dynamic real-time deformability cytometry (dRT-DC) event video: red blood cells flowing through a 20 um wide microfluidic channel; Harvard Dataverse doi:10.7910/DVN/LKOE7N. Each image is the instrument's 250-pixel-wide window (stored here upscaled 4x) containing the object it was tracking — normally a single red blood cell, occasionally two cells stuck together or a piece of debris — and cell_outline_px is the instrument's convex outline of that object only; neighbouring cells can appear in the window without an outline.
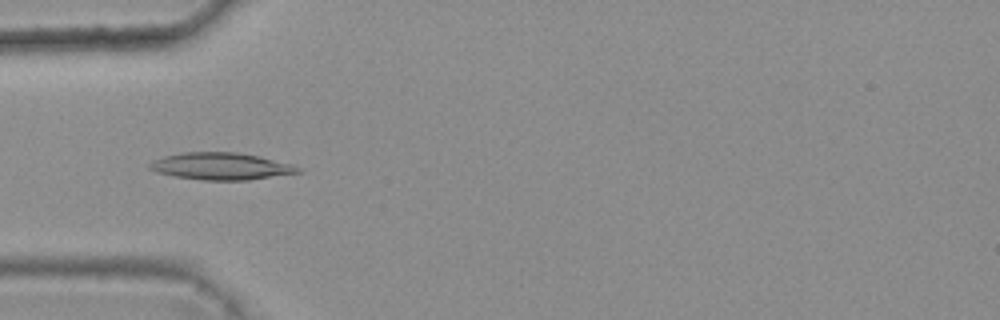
{"species": "common noctule bat (a hibernating species)", "species_latin": "Nyctalus noctula", "temperature_condition": "warm", "stored_images_in_passage": 5, "camera_frame_rate_fps": 3000, "um_per_image_px": 0.085, "animal": {"sex": "female", "body_mass_g": 25.1}, "frame": {"image": 1, "passage_image": 3, "time_ms": 0.667, "image_size_px": [1000, 320], "cell_outline_px": [[304, 172], [248, 180], [204, 180], [176, 176], [156, 172], [148, 168], [148, 164], [152, 160], [164, 156], [184, 152], [236, 152], [260, 156], [292, 164], [300, 168]], "centroid_in_image_um": [18.8, 14.13], "position_along_channel_um": 66.2, "area_um2": 23.47}}
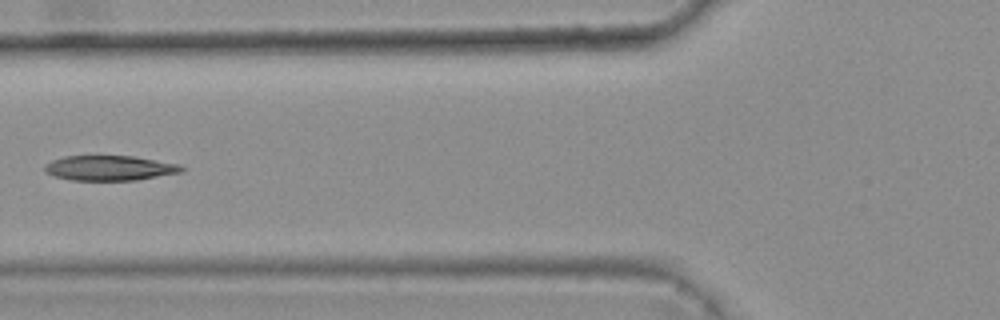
{"frame": {"image": 2, "passage_image": 4, "time_ms": 1.0, "image_size_px": [1000, 320], "cell_outline_px": [[184, 172], [136, 180], [72, 180], [56, 176], [44, 172], [44, 164], [52, 160], [64, 156], [132, 156], [176, 164], [184, 168]], "centroid_in_image_um": [9.28, 14.28], "position_along_channel_um": 116.5, "area_um2": 19.77}}
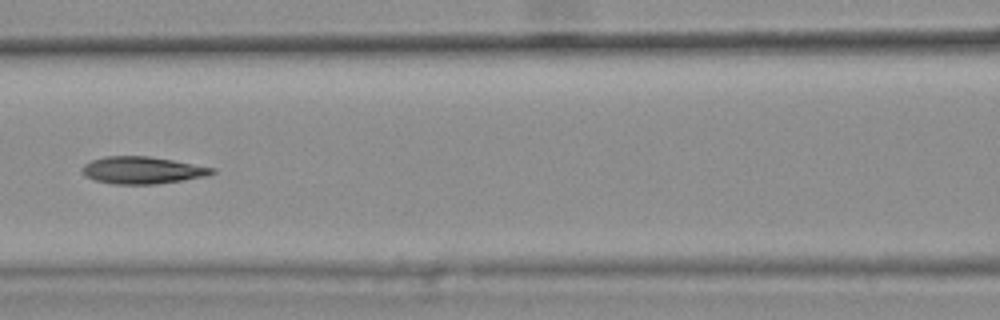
{"frame": {"image": 3, "passage_image": 5, "time_ms": 1.333, "image_size_px": [1000, 320], "cell_outline_px": [[216, 172], [208, 176], [184, 180], [156, 184], [112, 184], [96, 180], [84, 176], [80, 172], [80, 168], [84, 164], [92, 160], [104, 156], [148, 156], [172, 160], [216, 168]], "centroid_in_image_um": [12.08, 14.47], "position_along_channel_um": 154.5, "area_um2": 20.75}}